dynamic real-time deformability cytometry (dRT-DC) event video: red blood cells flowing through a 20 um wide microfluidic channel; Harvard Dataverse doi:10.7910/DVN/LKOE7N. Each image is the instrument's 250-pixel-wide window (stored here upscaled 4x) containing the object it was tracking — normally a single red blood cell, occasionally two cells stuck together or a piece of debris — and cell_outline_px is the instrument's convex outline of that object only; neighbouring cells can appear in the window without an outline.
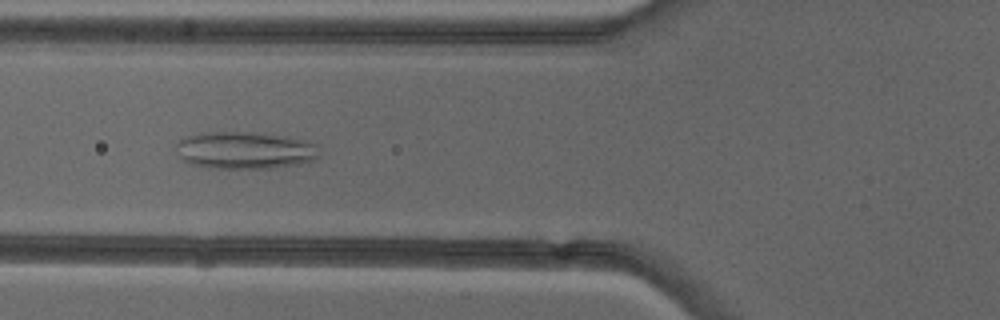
{"species": "common noctule bat (a hibernating species)", "species_latin": "Nyctalus noctula", "temperature_condition": "cold", "stored_images_in_passage": 38, "camera_frame_rate_fps": 3000, "um_per_image_px": 0.085, "animal": {"sex": "female"}, "frame": {"image": 1, "passage_image": 6, "time_ms": 1.667, "image_size_px": [1000, 320], "cell_outline_px": [[320, 156], [312, 160], [300, 164], [276, 168], [208, 168], [192, 164], [184, 160], [180, 156], [176, 144], [184, 136], [200, 132], [264, 132], [288, 136], [304, 140], [316, 144]], "centroid_in_image_um": [20.84, 12.76], "position_along_channel_um": 105.0, "area_um2": 31.5}, "authors_computed_cell_mechanics": {"area_um2": 29.2757, "velocity_mm_per_s": 3.9985, "shape_relaxation_time_tau1_ms": null, "shape_relaxation_time_tau2_ms": 2.0822, "deformation_change_tau1": null, "deformation_change_tau2": 0.1047}}